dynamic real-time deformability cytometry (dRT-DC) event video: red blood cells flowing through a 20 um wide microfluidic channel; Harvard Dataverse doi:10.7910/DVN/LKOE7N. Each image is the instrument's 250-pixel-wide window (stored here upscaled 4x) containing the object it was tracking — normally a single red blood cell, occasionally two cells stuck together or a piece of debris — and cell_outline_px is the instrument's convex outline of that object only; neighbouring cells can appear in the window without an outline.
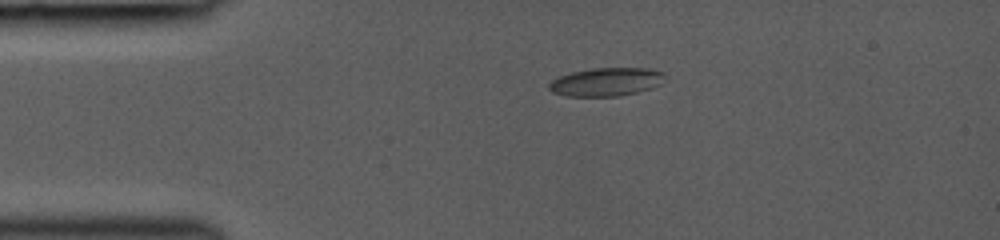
{"species": "common noctule bat (a hibernating species)", "species_latin": "Nyctalus noctula", "temperature_condition": "room temperature", "stored_images_in_passage": 2, "camera_frame_rate_fps": 3000, "um_per_image_px": 0.085, "animal": {"sex": "female", "body_mass_g": 19.0, "forearm_length_mm": 53.3}, "frame": {"image": 1, "passage_image": 1, "time_ms": 0.0, "image_size_px": [1000, 240], "cell_outline_px": [[664, 76], [660, 84], [652, 88], [620, 96], [568, 96], [552, 92], [548, 88], [548, 84], [552, 80], [560, 76], [572, 72], [592, 68], [648, 68], [664, 72]], "centroid_in_image_um": [51.52, 6.96], "position_along_channel_um": 33.5, "area_um2": 19.07}}